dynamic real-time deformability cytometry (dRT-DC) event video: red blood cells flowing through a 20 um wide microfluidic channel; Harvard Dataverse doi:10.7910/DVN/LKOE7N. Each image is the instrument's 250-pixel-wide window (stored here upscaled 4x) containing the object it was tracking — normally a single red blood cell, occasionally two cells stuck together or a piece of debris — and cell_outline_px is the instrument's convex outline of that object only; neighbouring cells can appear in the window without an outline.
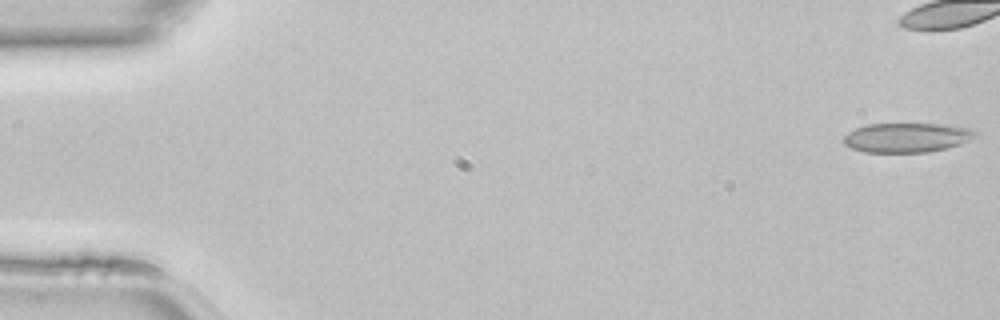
{"species": "common noctule bat (a hibernating species)", "species_latin": "Nyctalus noctula", "temperature_condition": "room temperature", "stored_images_in_passage": 37, "camera_frame_rate_fps": 3000, "um_per_image_px": 0.085, "animal": {"sex": "female", "body_mass_g": 22.7, "forearm_length_mm": 54.2}, "frame": {"image": 1, "passage_image": 1, "time_ms": 0.0, "image_size_px": [1000, 320], "cell_outline_px": [[980, 136], [960, 144], [948, 148], [928, 152], [864, 152], [852, 148], [844, 144], [844, 136], [848, 132], [856, 128], [868, 124], [944, 124], [972, 128], [980, 132]], "centroid_in_image_um": [77.17, 11.69], "position_along_channel_um": 7.8, "area_um2": 22.89}}